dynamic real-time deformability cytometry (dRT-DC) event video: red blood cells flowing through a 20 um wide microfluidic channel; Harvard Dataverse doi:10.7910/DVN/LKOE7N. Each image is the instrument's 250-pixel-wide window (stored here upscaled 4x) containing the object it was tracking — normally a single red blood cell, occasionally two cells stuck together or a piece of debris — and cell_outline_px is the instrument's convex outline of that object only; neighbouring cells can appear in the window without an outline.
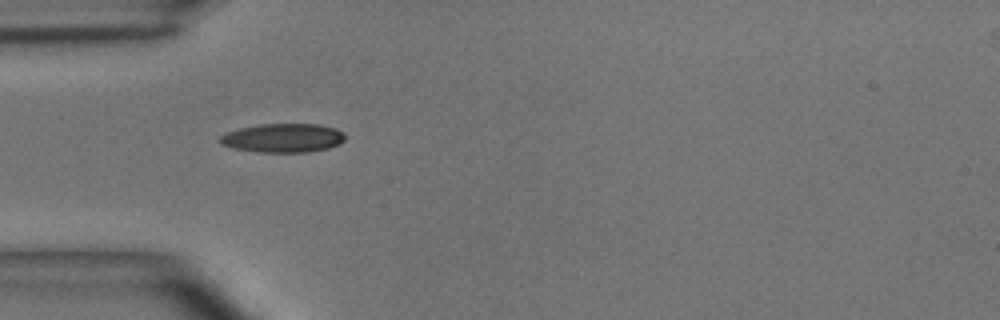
{"species": "common noctule bat (a hibernating species)", "species_latin": "Nyctalus noctula", "temperature_condition": "room temperature", "stored_images_in_passage": 3, "camera_frame_rate_fps": 3000, "um_per_image_px": 0.085, "animal": {"sex": "male", "body_mass_g": 15.6}, "frame": {"image": 1, "passage_image": 2, "time_ms": 0.333, "image_size_px": [1000, 320], "cell_outline_px": [[344, 140], [340, 144], [328, 148], [308, 152], [260, 152], [232, 148], [220, 144], [220, 136], [228, 132], [240, 128], [260, 124], [316, 124], [336, 128], [344, 132]], "centroid_in_image_um": [24.07, 11.73], "position_along_channel_um": 60.9, "area_um2": 21.04}}
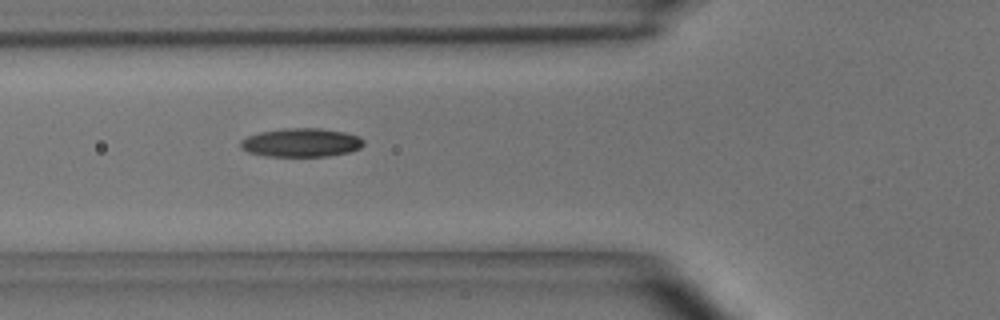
{"frame": {"image": 2, "passage_image": 3, "time_ms": 0.667, "image_size_px": [1000, 320], "cell_outline_px": [[364, 144], [360, 148], [348, 152], [328, 156], [264, 156], [248, 152], [240, 148], [240, 140], [248, 136], [260, 132], [284, 128], [320, 128], [344, 132], [360, 136], [364, 140]], "centroid_in_image_um": [25.59, 12.12], "position_along_channel_um": 100.2, "area_um2": 20.63}}